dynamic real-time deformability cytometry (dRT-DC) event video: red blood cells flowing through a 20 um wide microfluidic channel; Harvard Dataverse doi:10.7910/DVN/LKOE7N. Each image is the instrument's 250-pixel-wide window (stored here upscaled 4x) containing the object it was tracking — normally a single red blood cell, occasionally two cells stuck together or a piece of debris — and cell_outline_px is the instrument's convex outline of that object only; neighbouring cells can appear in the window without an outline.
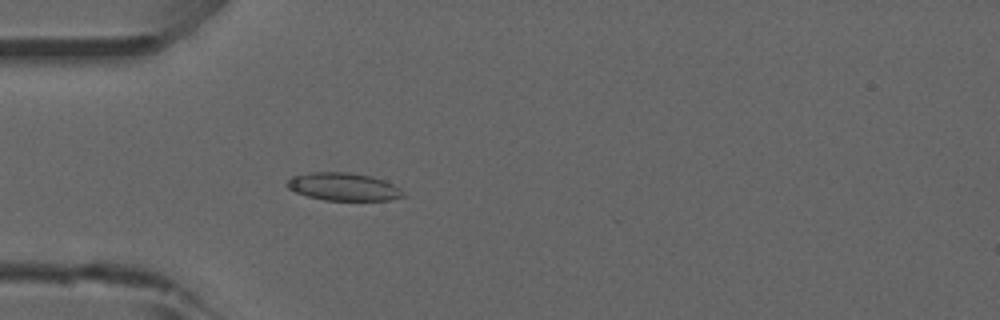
{"species": "common noctule bat (a hibernating species)", "species_latin": "Nyctalus noctula", "temperature_condition": "room temperature", "stored_images_in_passage": 14, "camera_frame_rate_fps": 3000, "um_per_image_px": 0.085, "animal": {"sex": "male", "forearm_length_mm": 52.5}, "frame": {"image": 1, "passage_image": 6, "time_ms": 1.667, "image_size_px": [1000, 320], "cell_outline_px": [[404, 196], [388, 200], [324, 200], [308, 196], [296, 192], [288, 188], [284, 184], [292, 176], [308, 172], [348, 172], [372, 176], [384, 180], [400, 188], [404, 192]], "centroid_in_image_um": [29.17, 15.86], "position_along_channel_um": 55.8, "area_um2": 18.84}}
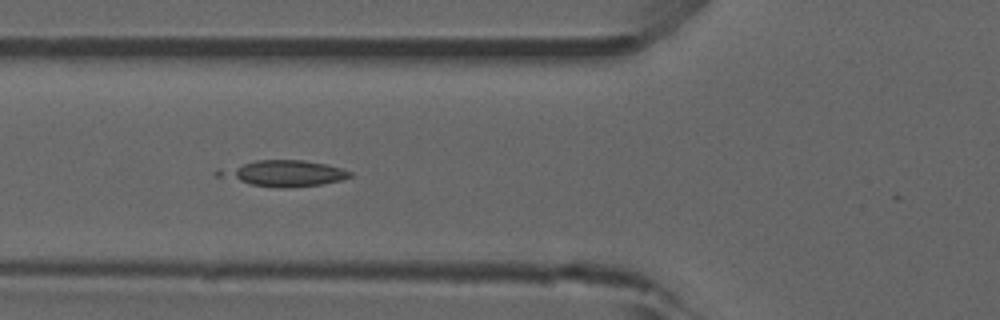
{"frame": {"image": 2, "passage_image": 10, "time_ms": 3.0, "image_size_px": [1000, 320], "cell_outline_px": [[352, 176], [340, 180], [320, 184], [288, 188], [276, 188], [252, 184], [216, 176], [212, 172], [216, 168], [256, 160], [304, 160], [324, 164], [340, 168], [352, 172]], "centroid_in_image_um": [24.01, 14.72], "position_along_channel_um": 101.8, "area_um2": 20.0}}
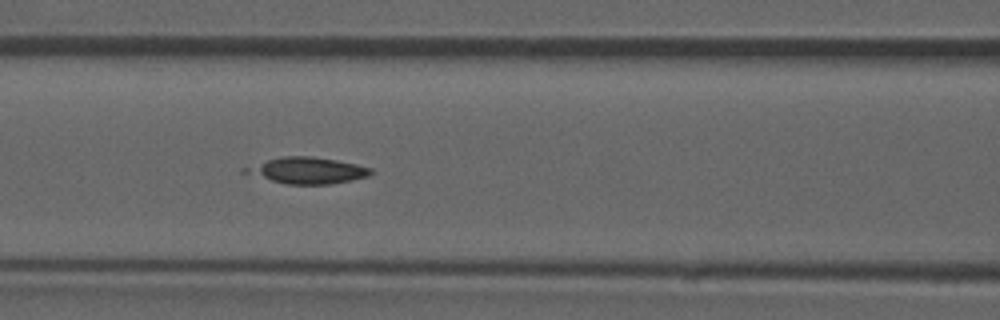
{"frame": {"image": 3, "passage_image": 13, "time_ms": 4.0, "image_size_px": [1000, 320], "cell_outline_px": [[376, 172], [368, 176], [352, 180], [328, 184], [288, 184], [272, 180], [256, 172], [256, 168], [268, 160], [284, 156], [312, 156], [336, 160], [356, 164], [372, 168]], "centroid_in_image_um": [26.49, 14.49], "position_along_channel_um": 140.1, "area_um2": 17.8}}